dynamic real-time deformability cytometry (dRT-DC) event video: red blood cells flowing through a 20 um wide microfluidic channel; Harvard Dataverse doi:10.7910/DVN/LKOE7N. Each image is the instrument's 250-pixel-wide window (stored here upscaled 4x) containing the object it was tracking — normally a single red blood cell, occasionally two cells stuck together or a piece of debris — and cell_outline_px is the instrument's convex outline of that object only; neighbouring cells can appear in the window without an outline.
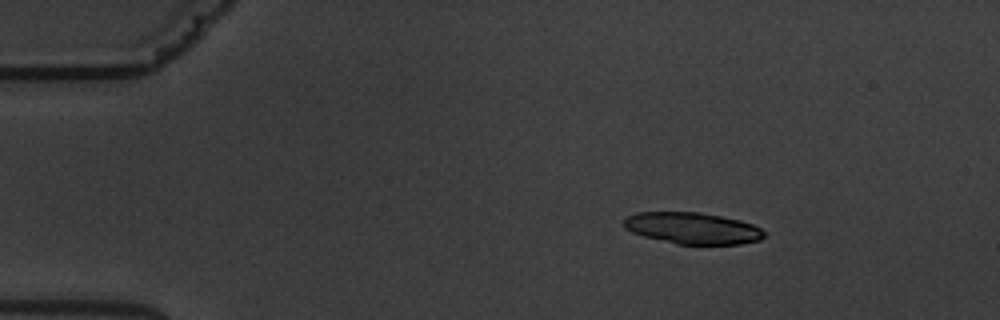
{"species": "common noctule bat (a hibernating species)", "species_latin": "Nyctalus noctula", "temperature_condition": "warm", "stored_images_in_passage": 4, "camera_frame_rate_fps": 3000, "um_per_image_px": 0.085, "animal": {"sex": "male", "body_mass_g": 19.5, "forearm_length_mm": 54.6}, "frame": {"image": 1, "passage_image": 2, "time_ms": 2.0, "image_size_px": [1000, 320], "cell_outline_px": [[764, 236], [760, 240], [740, 244], [676, 244], [644, 236], [632, 232], [624, 228], [624, 220], [628, 216], [636, 212], [700, 212], [740, 220], [752, 224], [760, 228], [764, 232]], "centroid_in_image_um": [58.86, 19.39], "position_along_channel_um": 26.1, "area_um2": 25.66}}